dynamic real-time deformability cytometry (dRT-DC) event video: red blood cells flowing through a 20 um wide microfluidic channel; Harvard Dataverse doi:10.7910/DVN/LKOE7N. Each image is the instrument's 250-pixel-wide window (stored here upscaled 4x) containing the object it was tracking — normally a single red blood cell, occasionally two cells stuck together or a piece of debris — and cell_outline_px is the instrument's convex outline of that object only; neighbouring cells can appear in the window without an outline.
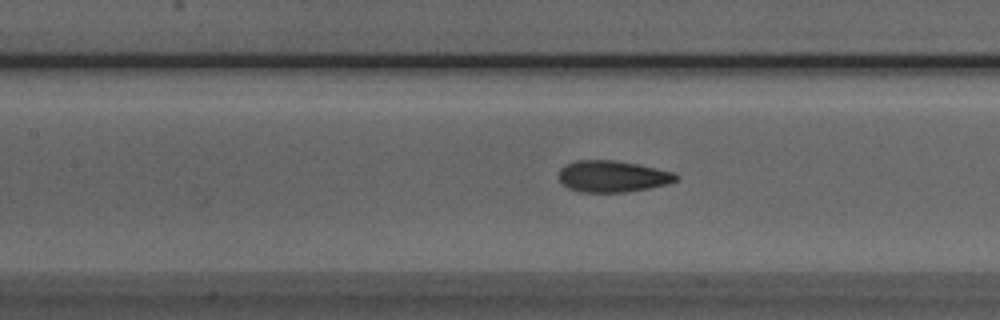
{"species": "Egyptian fruit bat (a non-hibernating species)", "species_latin": "Rousettus aegyptiacus", "temperature_condition": "room temperature", "stored_images_in_passage": 41, "camera_frame_rate_fps": 3000, "um_per_image_px": 0.085, "animal": {"sex": "male"}, "frame": {"image": 1, "passage_image": 22, "time_ms": 7.0, "image_size_px": [1000, 320], "cell_outline_px": [[680, 176], [676, 180], [668, 184], [648, 188], [624, 192], [580, 192], [568, 188], [560, 180], [560, 168], [576, 160], [612, 160], [636, 164], [656, 168], [672, 172]], "centroid_in_image_um": [52.07, 14.99], "position_along_channel_um": 155.3, "area_um2": 21.27}}
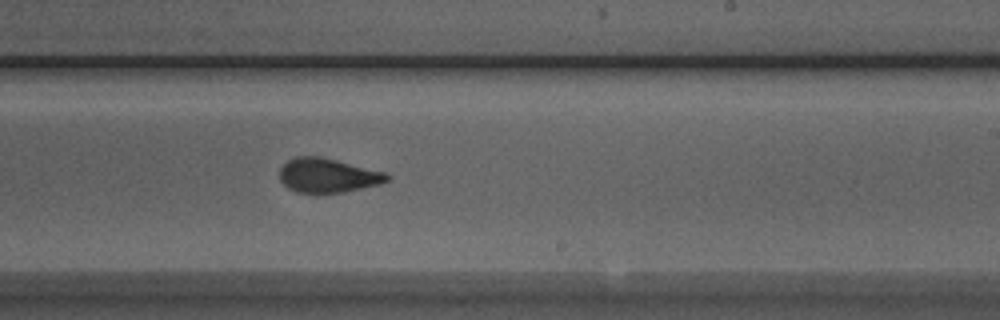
{"frame": {"image": 2, "passage_image": 30, "time_ms": 9.667, "image_size_px": [1000, 320], "cell_outline_px": [[392, 176], [388, 180], [380, 184], [344, 192], [296, 192], [288, 188], [280, 180], [280, 168], [288, 160], [296, 156], [320, 156], [384, 172]], "centroid_in_image_um": [27.85, 14.9], "position_along_channel_um": 261.1, "area_um2": 21.21}}
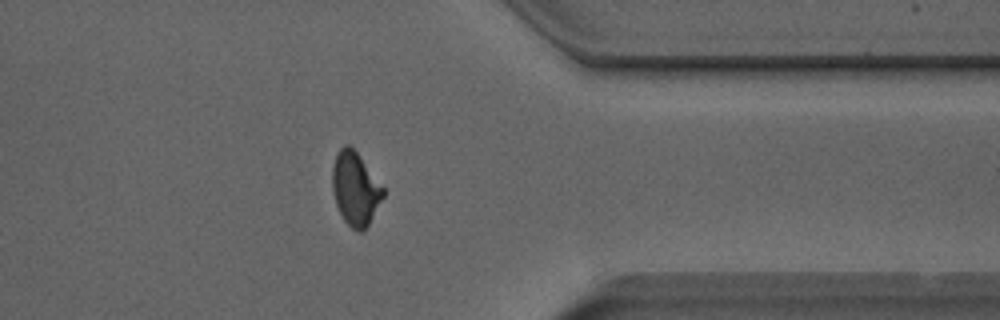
{"frame": {"image": 3, "passage_image": 40, "time_ms": 13.0, "image_size_px": [1000, 320], "cell_outline_px": [[384, 196], [368, 224], [360, 232], [352, 228], [344, 220], [336, 204], [332, 188], [332, 168], [336, 152], [344, 144], [348, 144], [356, 152], [384, 188]], "centroid_in_image_um": [30.18, 16.02], "position_along_channel_um": 381.2, "area_um2": 21.33}}